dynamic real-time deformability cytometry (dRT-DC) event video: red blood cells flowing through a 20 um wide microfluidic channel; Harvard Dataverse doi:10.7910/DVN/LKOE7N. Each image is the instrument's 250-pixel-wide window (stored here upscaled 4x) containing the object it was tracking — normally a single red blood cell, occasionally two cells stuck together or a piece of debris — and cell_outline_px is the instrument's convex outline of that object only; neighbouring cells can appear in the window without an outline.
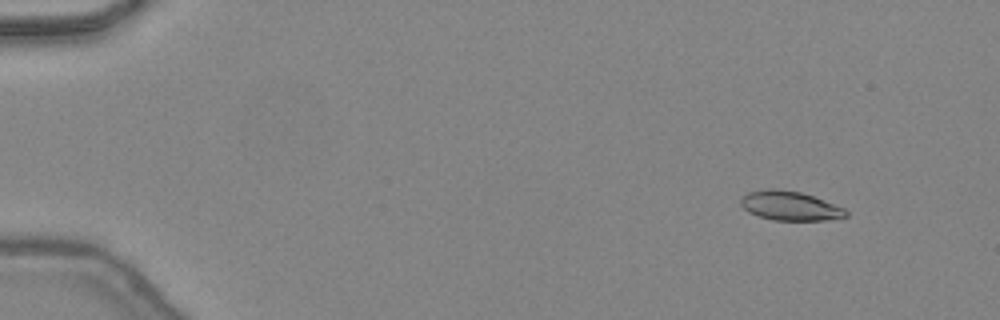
{"species": "common noctule bat (a hibernating species)", "species_latin": "Nyctalus noctula", "temperature_condition": "warm", "stored_images_in_passage": 49, "camera_frame_rate_fps": 3000, "um_per_image_px": 0.085, "animal": {"sex": "female", "body_mass_g": 24.6, "forearm_length_mm": 56.2}, "frame": {"image": 1, "passage_image": 6, "time_ms": 1.667, "image_size_px": [1000, 320], "cell_outline_px": [[848, 216], [828, 220], [772, 220], [748, 212], [740, 204], [740, 200], [748, 192], [768, 188], [776, 188], [800, 192], [812, 196], [844, 208], [848, 212]], "centroid_in_image_um": [67.14, 17.49], "position_along_channel_um": 17.9, "area_um2": 17.8}}
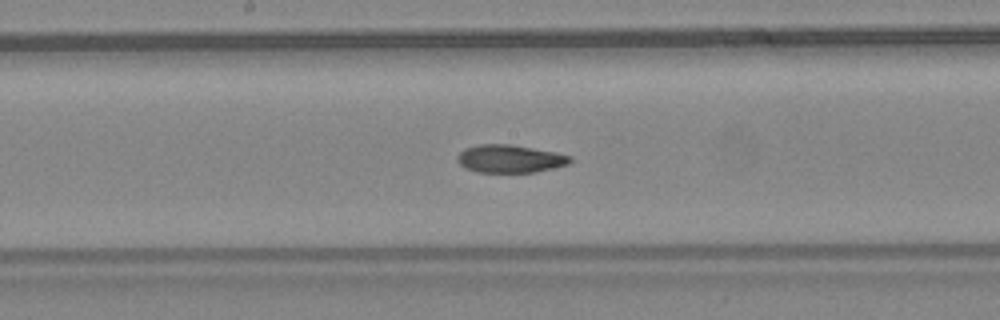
{"frame": {"image": 2, "passage_image": 27, "time_ms": 8.667, "image_size_px": [1000, 320], "cell_outline_px": [[572, 160], [568, 164], [536, 172], [476, 172], [464, 168], [456, 160], [456, 156], [464, 148], [480, 144], [512, 144], [556, 152], [572, 156]], "centroid_in_image_um": [43.32, 13.49], "position_along_channel_um": 204.9, "area_um2": 18.5}}
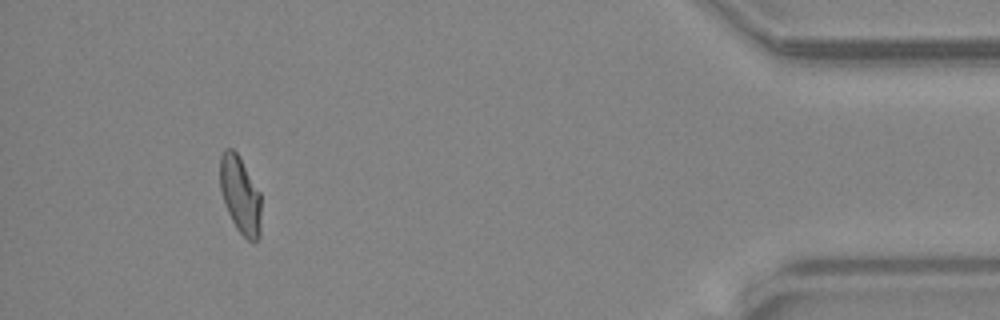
{"frame": {"image": 3, "passage_image": 45, "time_ms": 14.667, "image_size_px": [1000, 320], "cell_outline_px": [[260, 236], [252, 244], [236, 228], [228, 212], [220, 188], [220, 156], [224, 148], [232, 148], [236, 152], [260, 192]], "centroid_in_image_um": [20.42, 16.58], "position_along_channel_um": 414.8, "area_um2": 18.32}, "authors_computed_cell_mechanics": {"area_um2": 18.4382, "velocity_mm_per_s": 4.4621, "shape_relaxation_time_tau1_ms": 7.826, "shape_relaxation_time_tau2_ms": 3.9423, "deformation_change_tau1": 0.1924, "deformation_change_tau2": 0.1087}}